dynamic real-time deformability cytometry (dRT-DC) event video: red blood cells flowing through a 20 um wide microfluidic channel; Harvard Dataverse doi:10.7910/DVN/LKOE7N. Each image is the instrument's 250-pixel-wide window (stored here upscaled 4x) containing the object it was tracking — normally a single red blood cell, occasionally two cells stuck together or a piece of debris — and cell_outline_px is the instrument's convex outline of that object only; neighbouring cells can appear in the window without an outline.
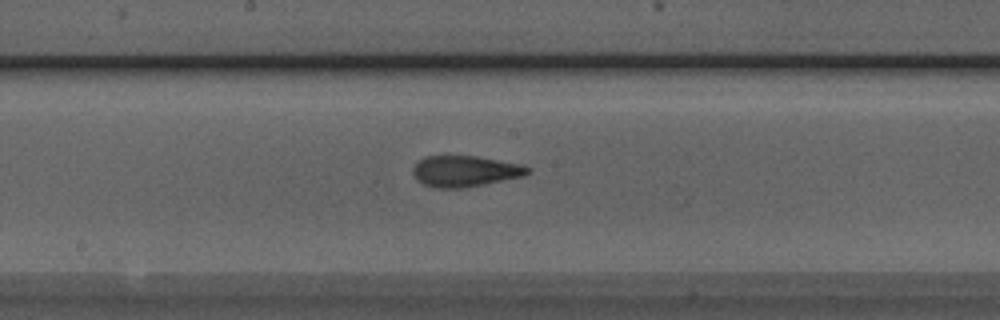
{"species": "Egyptian fruit bat (a non-hibernating species)", "species_latin": "Rousettus aegyptiacus", "temperature_condition": "room temperature", "stored_images_in_passage": 41, "camera_frame_rate_fps": 3000, "um_per_image_px": 0.085, "animal": {"sex": "male"}, "frame": {"image": 1, "passage_image": 17, "time_ms": 5.333, "image_size_px": [1000, 320], "cell_outline_px": [[532, 172], [524, 176], [484, 184], [460, 188], [432, 188], [416, 180], [412, 172], [412, 168], [424, 156], [476, 156], [520, 164], [532, 168]], "centroid_in_image_um": [39.53, 14.55], "position_along_channel_um": 208.7, "area_um2": 20.81}}
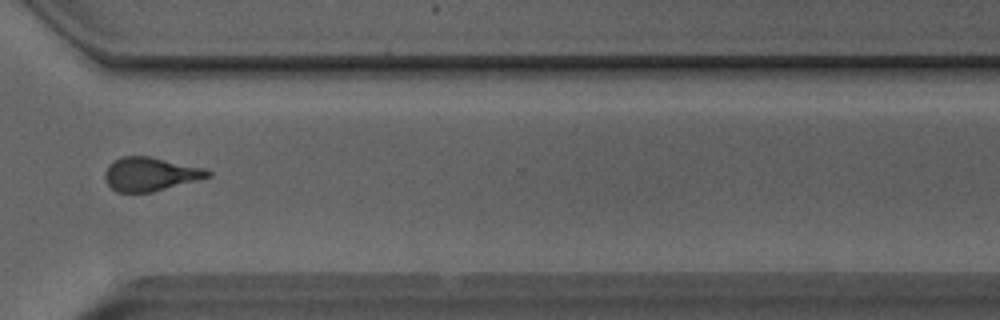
{"frame": {"image": 2, "passage_image": 28, "time_ms": 9.0, "image_size_px": [1000, 320], "cell_outline_px": [[212, 176], [200, 180], [152, 192], [116, 192], [108, 184], [104, 176], [104, 172], [108, 164], [112, 160], [120, 156], [152, 156], [204, 168], [212, 172]], "centroid_in_image_um": [12.78, 14.79], "position_along_channel_um": 357.8, "area_um2": 20.52}}
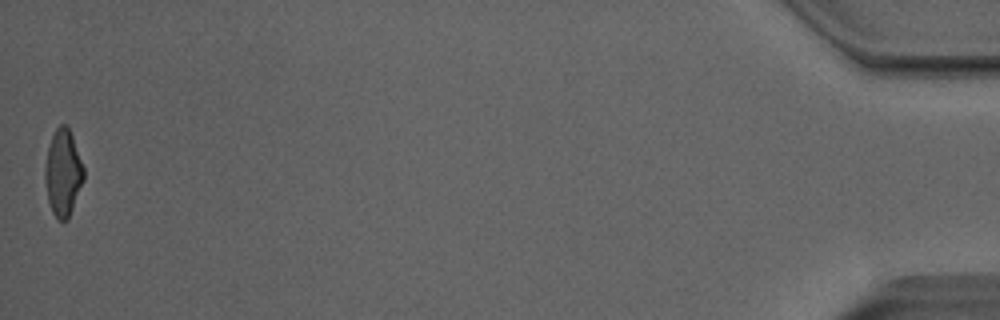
{"frame": {"image": 3, "passage_image": 41, "time_ms": 13.333, "image_size_px": [1000, 320], "cell_outline_px": [[84, 180], [68, 220], [60, 220], [52, 212], [48, 200], [44, 176], [44, 168], [48, 148], [52, 136], [56, 128], [60, 124], [68, 124], [84, 168]], "centroid_in_image_um": [5.36, 14.67], "position_along_channel_um": 429.8, "area_um2": 19.54}, "authors_computed_cell_mechanics": {"area_um2": 20.4034, "velocity_mm_per_s": 4.0712, "shape_relaxation_time_tau1_ms": 4.1719, "shape_relaxation_time_tau2_ms": 2.0165, "deformation_change_tau1": 0.1908, "deformation_change_tau2": 0.1119}}